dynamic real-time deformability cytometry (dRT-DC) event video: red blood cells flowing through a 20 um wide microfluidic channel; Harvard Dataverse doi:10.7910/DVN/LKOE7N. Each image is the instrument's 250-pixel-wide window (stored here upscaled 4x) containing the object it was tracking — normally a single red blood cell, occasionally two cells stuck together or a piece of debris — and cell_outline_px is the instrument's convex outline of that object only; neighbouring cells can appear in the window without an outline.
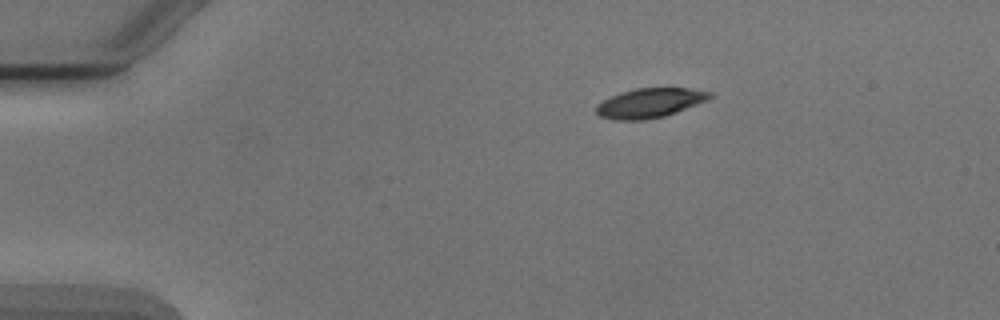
{"species": "Egyptian fruit bat (a non-hibernating species)", "species_latin": "Rousettus aegyptiacus", "temperature_condition": "cold", "stored_images_in_passage": 5, "camera_frame_rate_fps": 3000, "um_per_image_px": 0.085, "animal": {"sex": "male"}, "frame": {"image": 1, "passage_image": 1, "time_ms": 0.0, "image_size_px": [1000, 320], "cell_outline_px": [[712, 96], [696, 104], [676, 112], [664, 116], [648, 120], [612, 120], [600, 116], [596, 112], [596, 104], [612, 96], [636, 88], [688, 88], [712, 92]], "centroid_in_image_um": [55.2, 8.76], "position_along_channel_um": 29.8, "area_um2": 19.25}}
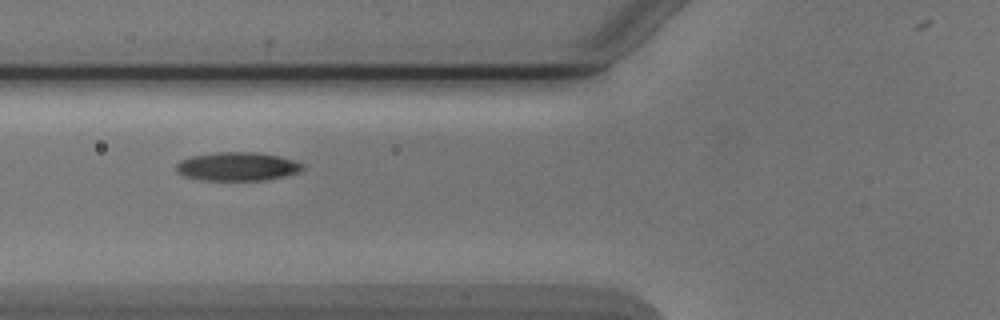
{"frame": {"image": 2, "passage_image": 4, "time_ms": 3.667, "image_size_px": [1000, 320], "cell_outline_px": [[304, 168], [300, 172], [284, 176], [264, 180], [200, 180], [184, 176], [176, 172], [176, 164], [180, 160], [192, 156], [216, 152], [260, 152], [280, 156], [304, 164]], "centroid_in_image_um": [20.17, 14.15], "position_along_channel_um": 105.6, "area_um2": 21.21}}
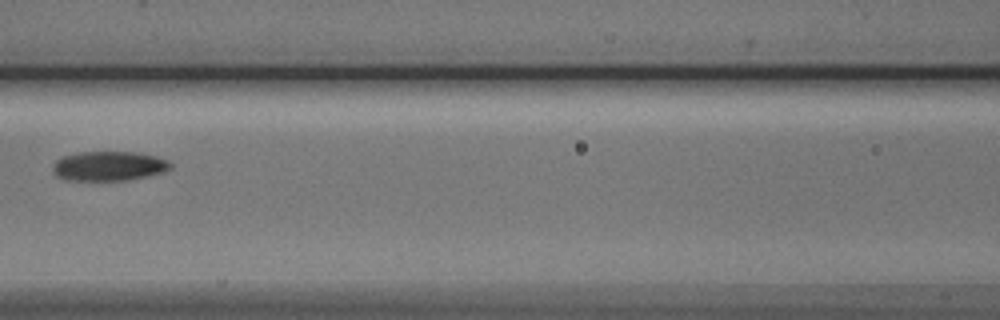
{"frame": {"image": 3, "passage_image": 5, "time_ms": 5.0, "image_size_px": [1000, 320], "cell_outline_px": [[172, 168], [164, 172], [148, 176], [128, 180], [64, 180], [56, 176], [52, 172], [52, 164], [56, 160], [64, 156], [80, 152], [136, 152], [156, 156], [168, 160], [172, 164]], "centroid_in_image_um": [9.25, 14.12], "position_along_channel_um": 157.3, "area_um2": 20.46}}